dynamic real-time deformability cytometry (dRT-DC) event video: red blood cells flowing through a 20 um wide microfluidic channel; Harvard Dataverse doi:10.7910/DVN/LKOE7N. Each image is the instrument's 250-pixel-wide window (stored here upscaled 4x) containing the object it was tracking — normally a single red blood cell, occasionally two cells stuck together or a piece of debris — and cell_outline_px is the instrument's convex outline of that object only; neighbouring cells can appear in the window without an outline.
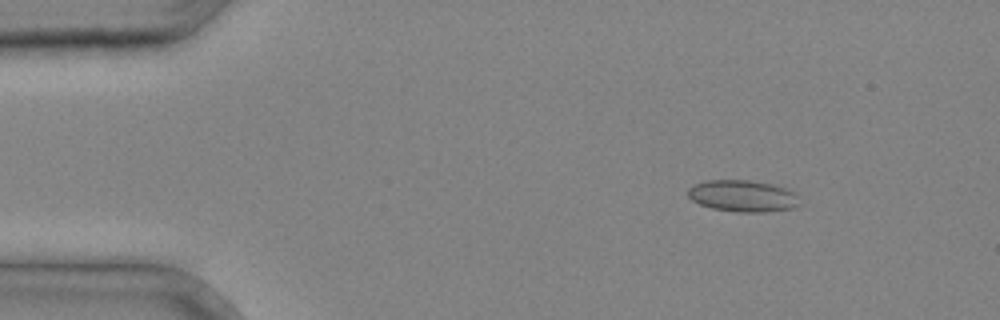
{"species": "common noctule bat (a hibernating species)", "species_latin": "Nyctalus noctula", "temperature_condition": "cold", "stored_images_in_passage": 36, "camera_frame_rate_fps": 3000, "um_per_image_px": 0.085, "animal": {"sex": "male", "body_mass_g": 20.4}, "frame": {"image": 1, "passage_image": 4, "time_ms": 1.0, "image_size_px": [1000, 320], "cell_outline_px": [[800, 204], [792, 208], [768, 212], [736, 212], [712, 208], [700, 204], [692, 200], [688, 196], [688, 188], [696, 184], [708, 180], [748, 180], [772, 184], [784, 188], [792, 192], [796, 196]], "centroid_in_image_um": [63.11, 16.66], "position_along_channel_um": 21.9, "area_um2": 20.4}}
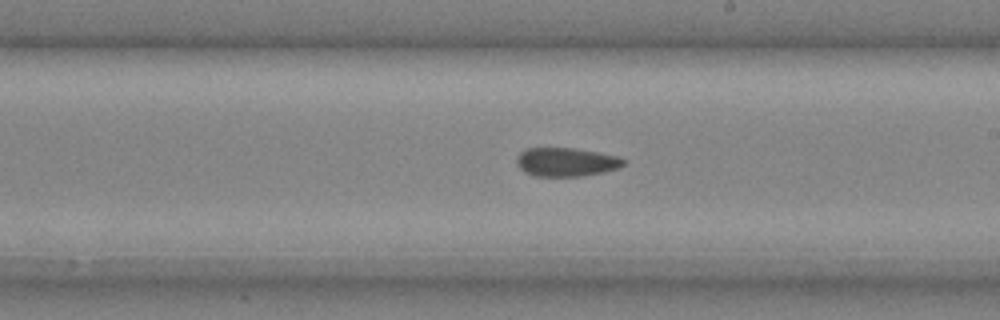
{"frame": {"image": 2, "passage_image": 21, "time_ms": 6.667, "image_size_px": [1000, 320], "cell_outline_px": [[624, 164], [620, 168], [604, 172], [580, 176], [536, 176], [524, 172], [516, 164], [516, 156], [524, 148], [572, 148], [596, 152], [616, 156], [624, 160]], "centroid_in_image_um": [48.08, 13.77], "position_along_channel_um": 240.9, "area_um2": 17.86}}
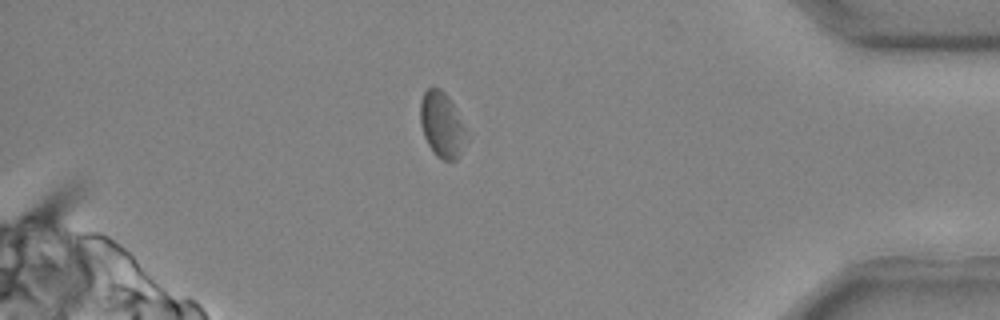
{"frame": {"image": 3, "passage_image": 32, "time_ms": 10.333, "image_size_px": [1000, 320], "cell_outline_px": [[472, 132], [468, 140], [456, 160], [444, 160], [436, 156], [432, 152], [424, 136], [420, 124], [420, 100], [424, 92], [428, 88], [440, 88], [448, 96]], "centroid_in_image_um": [37.63, 10.62], "position_along_channel_um": 397.6, "area_um2": 18.38}}